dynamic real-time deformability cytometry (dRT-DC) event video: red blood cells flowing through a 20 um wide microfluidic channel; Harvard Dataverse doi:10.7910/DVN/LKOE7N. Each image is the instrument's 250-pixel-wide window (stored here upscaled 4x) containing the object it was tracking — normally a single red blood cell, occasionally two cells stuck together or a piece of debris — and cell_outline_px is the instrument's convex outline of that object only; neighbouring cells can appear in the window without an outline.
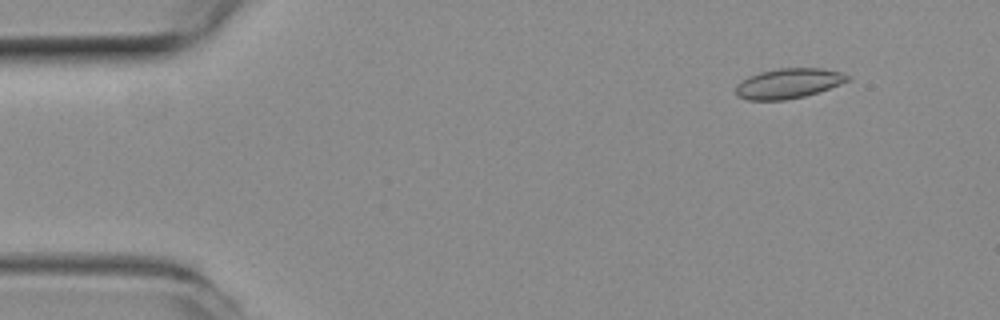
{"species": "common noctule bat (a hibernating species)", "species_latin": "Nyctalus noctula", "temperature_condition": "room temperature", "stored_images_in_passage": 13, "camera_frame_rate_fps": 3000, "um_per_image_px": 0.085, "animal": {"sex": "female", "body_mass_g": 19.3, "forearm_length_mm": 54.1}, "frame": {"image": 1, "passage_image": 3, "time_ms": 0.667, "image_size_px": [1000, 320], "cell_outline_px": [[852, 76], [848, 80], [840, 84], [804, 96], [784, 100], [748, 100], [736, 96], [736, 84], [748, 76], [760, 72], [780, 68], [820, 68], [840, 72]], "centroid_in_image_um": [66.98, 7.09], "position_along_channel_um": 18.0, "area_um2": 19.42}}
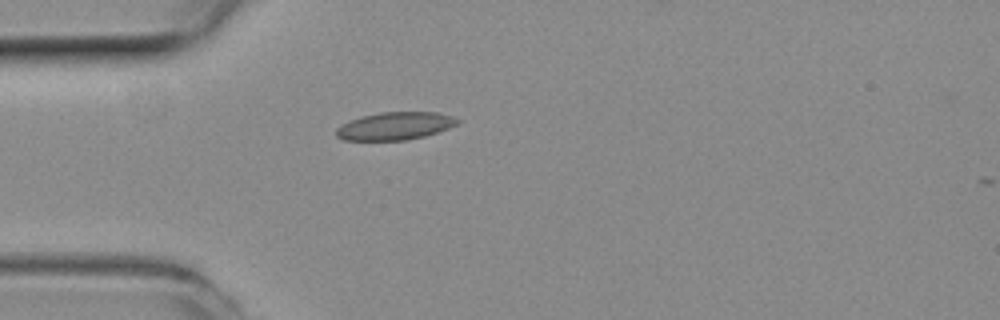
{"frame": {"image": 2, "passage_image": 12, "time_ms": 3.667, "image_size_px": [1000, 320], "cell_outline_px": [[460, 120], [456, 124], [448, 128], [424, 136], [408, 140], [344, 140], [336, 136], [336, 128], [360, 116], [380, 112], [436, 112], [452, 116]], "centroid_in_image_um": [33.57, 10.71], "position_along_channel_um": 51.4, "area_um2": 19.42}}